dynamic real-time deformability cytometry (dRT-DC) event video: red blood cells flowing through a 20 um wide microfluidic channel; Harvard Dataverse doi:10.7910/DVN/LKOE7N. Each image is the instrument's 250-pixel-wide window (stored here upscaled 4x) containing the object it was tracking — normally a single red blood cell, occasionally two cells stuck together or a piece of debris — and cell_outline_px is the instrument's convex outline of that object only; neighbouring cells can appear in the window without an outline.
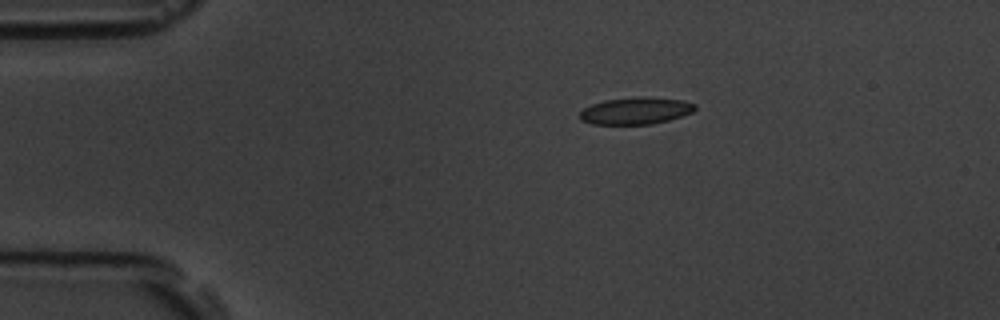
{"species": "common noctule bat (a hibernating species)", "species_latin": "Nyctalus noctula", "temperature_condition": "room temperature", "stored_images_in_passage": 6, "camera_frame_rate_fps": 3000, "um_per_image_px": 0.085, "animal": {"sex": "male", "body_mass_g": 19.5, "forearm_length_mm": 54.6}, "frame": {"image": 1, "passage_image": 6, "time_ms": 6.333, "image_size_px": [1000, 320], "cell_outline_px": [[696, 108], [692, 112], [668, 120], [652, 124], [592, 124], [580, 120], [580, 112], [584, 108], [592, 104], [604, 100], [640, 96], [644, 96], [680, 100], [696, 104]], "centroid_in_image_um": [54.01, 9.41], "position_along_channel_um": 31.0, "area_um2": 18.03}}